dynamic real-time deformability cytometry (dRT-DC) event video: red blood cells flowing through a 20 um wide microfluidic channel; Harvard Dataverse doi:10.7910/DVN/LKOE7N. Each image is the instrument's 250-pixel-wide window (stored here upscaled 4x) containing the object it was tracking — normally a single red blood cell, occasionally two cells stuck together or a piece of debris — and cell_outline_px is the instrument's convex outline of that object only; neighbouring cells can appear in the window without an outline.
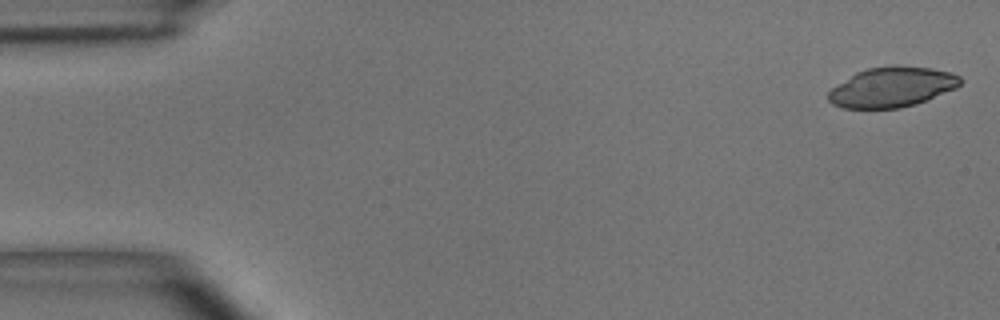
{"species": "common noctule bat (a hibernating species)", "species_latin": "Nyctalus noctula", "temperature_condition": "room temperature", "stored_images_in_passage": 53, "camera_frame_rate_fps": 3000, "um_per_image_px": 0.085, "animal": {"sex": "male", "body_mass_g": 15.6}, "frame": {"image": 1, "passage_image": 1, "time_ms": 0.0, "image_size_px": [1000, 320], "cell_outline_px": [[964, 80], [956, 88], [916, 104], [900, 108], [844, 108], [832, 104], [828, 100], [828, 92], [832, 88], [856, 72], [868, 68], [896, 64], [928, 68], [952, 72], [960, 76]], "centroid_in_image_um": [75.83, 7.39], "position_along_channel_um": 9.2, "area_um2": 30.87}}